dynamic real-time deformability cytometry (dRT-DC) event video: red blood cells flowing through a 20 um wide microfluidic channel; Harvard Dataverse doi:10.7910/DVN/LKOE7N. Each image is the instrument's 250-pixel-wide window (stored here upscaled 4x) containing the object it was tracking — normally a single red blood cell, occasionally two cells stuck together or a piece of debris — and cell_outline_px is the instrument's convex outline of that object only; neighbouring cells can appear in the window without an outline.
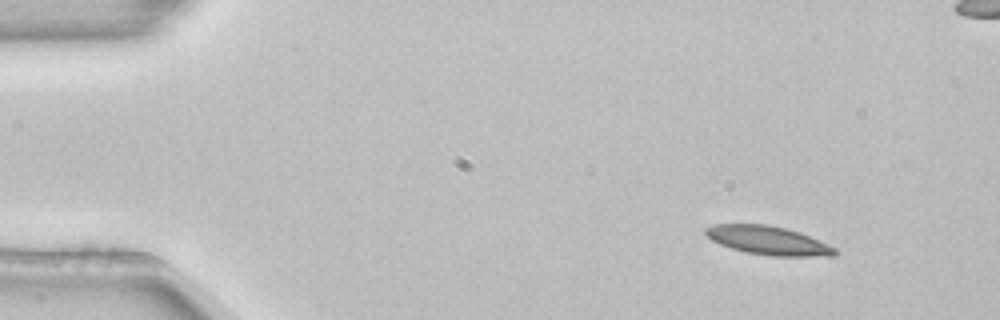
{"species": "common noctule bat (a hibernating species)", "species_latin": "Nyctalus noctula", "temperature_condition": "room temperature", "stored_images_in_passage": 4, "camera_frame_rate_fps": 3000, "um_per_image_px": 0.085, "animal": {"sex": "female", "body_mass_g": 22.7, "forearm_length_mm": 54.2}, "frame": {"image": 1, "passage_image": 1, "time_ms": 0.0, "image_size_px": [1000, 320], "cell_outline_px": [[840, 252], [836, 256], [772, 256], [744, 252], [720, 244], [712, 240], [704, 232], [704, 228], [712, 224], [768, 224], [800, 232], [828, 244], [836, 248]], "centroid_in_image_um": [65.32, 20.44], "position_along_channel_um": 19.7, "area_um2": 21.73}}